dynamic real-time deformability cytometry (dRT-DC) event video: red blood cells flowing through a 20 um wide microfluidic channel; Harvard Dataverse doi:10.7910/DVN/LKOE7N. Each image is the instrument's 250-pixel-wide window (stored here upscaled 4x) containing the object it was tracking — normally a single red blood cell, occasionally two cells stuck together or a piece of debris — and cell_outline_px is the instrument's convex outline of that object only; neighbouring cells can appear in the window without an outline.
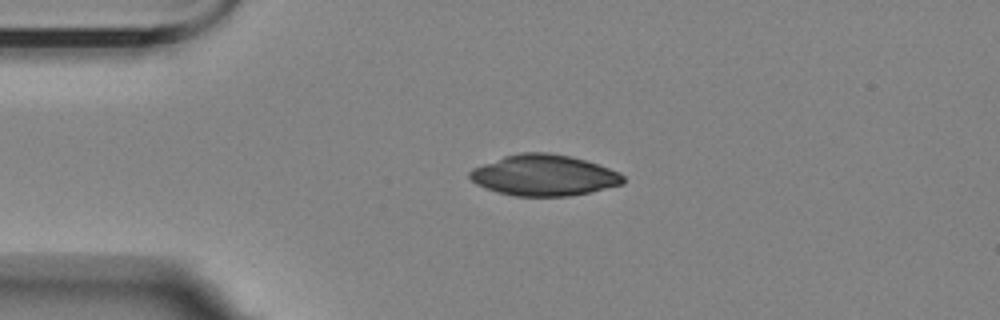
{"species": "Egyptian fruit bat (a non-hibernating species)", "species_latin": "Rousettus aegyptiacus", "temperature_condition": "room temperature", "stored_images_in_passage": 2, "camera_frame_rate_fps": 3000, "um_per_image_px": 0.085, "animal": {"sex": "female"}, "frame": {"image": 1, "passage_image": 1, "time_ms": 0.0, "image_size_px": [1000, 320], "cell_outline_px": [[624, 184], [592, 192], [568, 196], [512, 196], [496, 192], [484, 188], [476, 184], [468, 176], [468, 172], [472, 168], [504, 156], [520, 152], [548, 152], [572, 156], [620, 172], [624, 176]], "centroid_in_image_um": [46.22, 14.9], "position_along_channel_um": 38.8, "area_um2": 36.93}}